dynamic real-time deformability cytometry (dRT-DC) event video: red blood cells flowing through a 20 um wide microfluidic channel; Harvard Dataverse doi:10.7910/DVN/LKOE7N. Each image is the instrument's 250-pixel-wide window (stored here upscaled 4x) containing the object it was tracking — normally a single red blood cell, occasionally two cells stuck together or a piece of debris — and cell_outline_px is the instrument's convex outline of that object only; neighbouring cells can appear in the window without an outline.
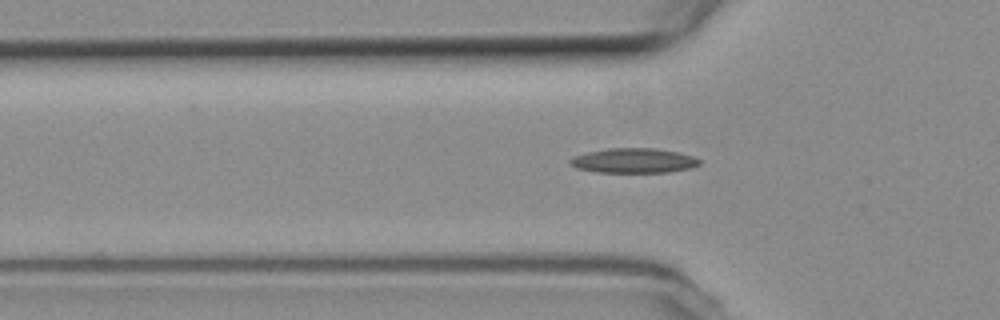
{"species": "common noctule bat (a hibernating species)", "species_latin": "Nyctalus noctula", "temperature_condition": "room temperature", "stored_images_in_passage": 54, "camera_frame_rate_fps": 3000, "um_per_image_px": 0.085, "animal": {"sex": "female", "body_mass_g": 19.3, "forearm_length_mm": 54.1}, "frame": {"image": 1, "passage_image": 16, "time_ms": 5.0, "image_size_px": [1000, 320], "cell_outline_px": [[700, 164], [692, 168], [668, 172], [596, 172], [576, 168], [568, 164], [568, 160], [572, 156], [588, 152], [608, 148], [656, 148], [680, 152], [692, 156], [700, 160]], "centroid_in_image_um": [53.84, 13.65], "position_along_channel_um": 72.0, "area_um2": 18.84}}
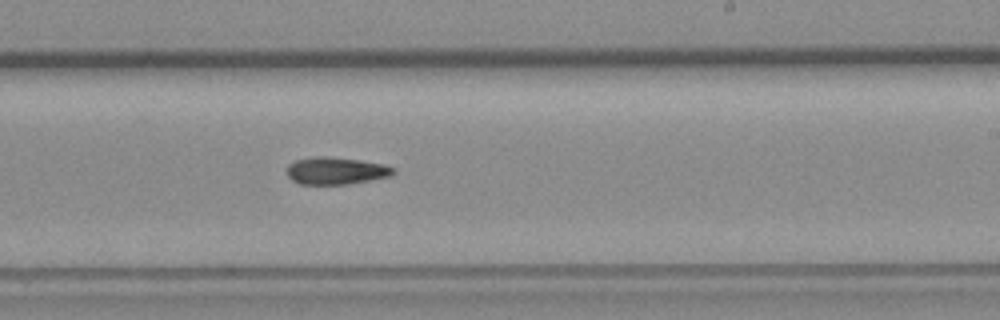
{"frame": {"image": 2, "passage_image": 31, "time_ms": 10.0, "image_size_px": [1000, 320], "cell_outline_px": [[396, 172], [392, 176], [348, 184], [300, 184], [292, 180], [288, 176], [288, 164], [296, 160], [320, 156], [360, 160], [384, 164], [396, 168]], "centroid_in_image_um": [28.6, 14.52], "position_along_channel_um": 260.4, "area_um2": 16.82}}
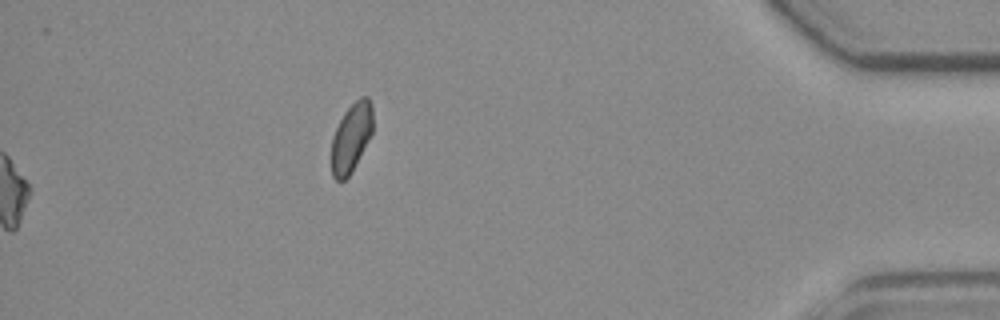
{"frame": {"image": 3, "passage_image": 54, "time_ms": 17.667, "image_size_px": [1000, 320], "cell_outline_px": [[372, 132], [352, 172], [344, 180], [336, 180], [332, 176], [332, 136], [344, 112], [360, 96], [368, 96], [372, 104]], "centroid_in_image_um": [29.86, 11.67], "position_along_channel_um": 405.3, "area_um2": 16.47}}